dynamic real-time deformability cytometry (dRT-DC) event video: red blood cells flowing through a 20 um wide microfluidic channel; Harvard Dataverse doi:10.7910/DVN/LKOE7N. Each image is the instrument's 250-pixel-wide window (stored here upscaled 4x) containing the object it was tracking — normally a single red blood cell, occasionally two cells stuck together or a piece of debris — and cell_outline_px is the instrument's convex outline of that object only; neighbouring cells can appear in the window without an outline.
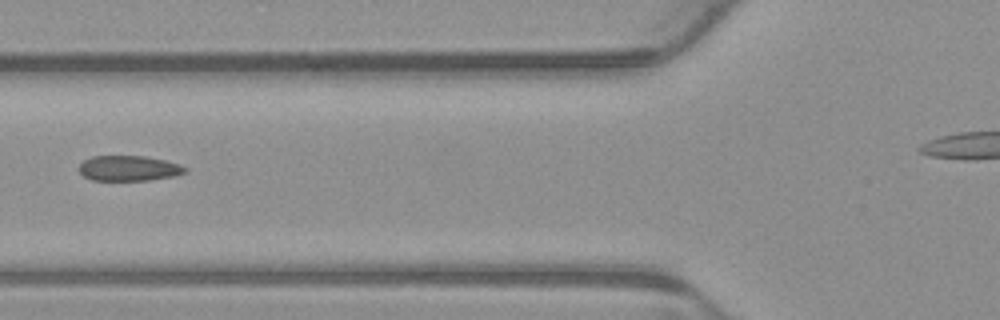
{"species": "common noctule bat (a hibernating species)", "species_latin": "Nyctalus noctula", "temperature_condition": "warm", "stored_images_in_passage": 4, "camera_frame_rate_fps": 3000, "um_per_image_px": 0.085, "animal": {"sex": "male", "body_mass_g": 23.1, "forearm_length_mm": 52.7}, "frame": {"image": 1, "passage_image": 3, "time_ms": 0.667, "image_size_px": [1000, 320], "cell_outline_px": [[188, 172], [172, 176], [152, 180], [92, 180], [84, 176], [80, 172], [80, 164], [84, 160], [92, 156], [144, 156], [164, 160], [180, 164], [188, 168]], "centroid_in_image_um": [10.98, 14.3], "position_along_channel_um": 114.8, "area_um2": 15.61}}
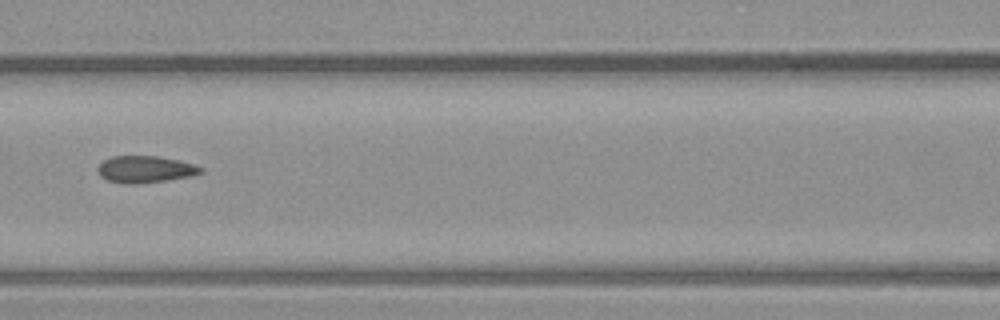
{"frame": {"image": 2, "passage_image": 4, "time_ms": 1.0, "image_size_px": [1000, 320], "cell_outline_px": [[204, 172], [192, 176], [168, 180], [136, 184], [124, 184], [108, 180], [100, 176], [96, 168], [104, 160], [112, 156], [156, 156], [180, 160], [204, 168]], "centroid_in_image_um": [12.35, 14.39], "position_along_channel_um": 154.2, "area_um2": 16.24}}